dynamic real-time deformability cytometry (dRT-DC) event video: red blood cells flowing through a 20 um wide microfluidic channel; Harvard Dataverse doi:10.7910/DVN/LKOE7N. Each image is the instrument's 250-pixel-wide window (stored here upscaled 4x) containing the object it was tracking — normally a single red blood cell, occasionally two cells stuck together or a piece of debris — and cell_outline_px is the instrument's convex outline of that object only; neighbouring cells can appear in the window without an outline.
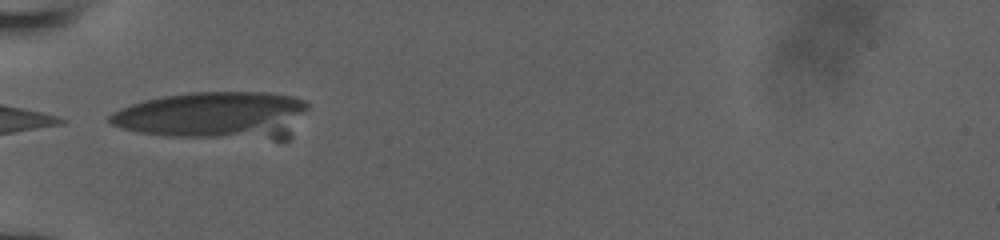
{"species": "human", "species_latin": "Homo sapiens", "temperature_condition": "room temperature", "stored_images_in_passage": 10, "camera_frame_rate_fps": 3000, "um_per_image_px": 0.085, "donor": {"sex": "male"}, "frame": {"image": 1, "passage_image": 7, "time_ms": 2.0, "image_size_px": [1000, 240], "cell_outline_px": [[308, 108], [292, 136], [288, 140], [272, 140], [168, 136], [140, 132], [124, 128], [112, 124], [108, 120], [108, 116], [112, 112], [120, 108], [144, 100], [164, 96], [188, 92], [268, 92], [292, 96], [304, 100], [308, 104]], "centroid_in_image_um": [18.3, 9.82], "position_along_channel_um": 66.7, "area_um2": 55.49}}
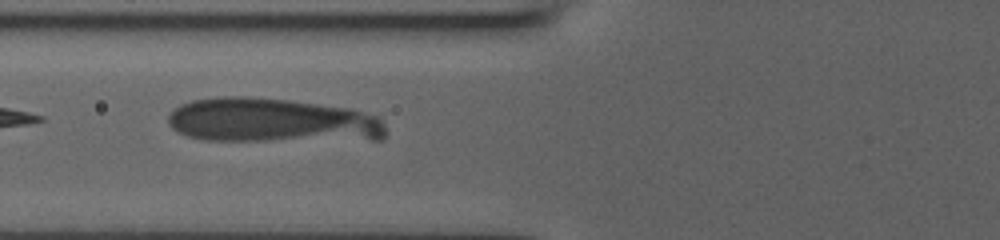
{"frame": {"image": 2, "passage_image": 8, "time_ms": 2.333, "image_size_px": [1000, 240], "cell_outline_px": [[384, 140], [204, 140], [188, 136], [176, 132], [168, 124], [168, 116], [180, 104], [192, 100], [224, 96], [248, 96], [288, 100], [352, 108], [376, 116], [384, 124]], "centroid_in_image_um": [23.12, 10.24], "position_along_channel_um": 102.7, "area_um2": 56.59}}